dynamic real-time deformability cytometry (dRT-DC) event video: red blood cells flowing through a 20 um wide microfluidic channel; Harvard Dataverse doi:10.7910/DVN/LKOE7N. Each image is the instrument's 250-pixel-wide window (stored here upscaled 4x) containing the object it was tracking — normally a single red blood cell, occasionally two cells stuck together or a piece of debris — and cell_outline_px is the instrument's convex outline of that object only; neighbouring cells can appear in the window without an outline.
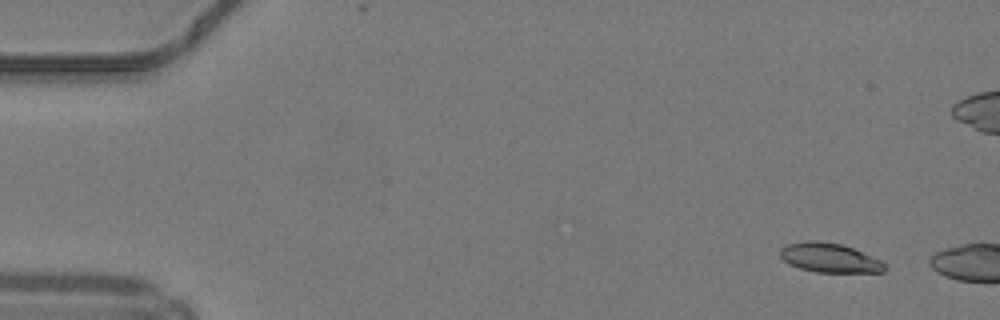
{"species": "common noctule bat (a hibernating species)", "species_latin": "Nyctalus noctula", "temperature_condition": "warm", "stored_images_in_passage": 5, "camera_frame_rate_fps": 3000, "um_per_image_px": 0.085, "animal": {"sex": "male", "body_mass_g": 19.2, "forearm_length_mm": 51.8}, "frame": {"image": 1, "passage_image": 1, "time_ms": 0.0, "image_size_px": [1000, 320], "cell_outline_px": [[888, 268], [884, 272], [816, 272], [800, 268], [788, 264], [780, 256], [780, 248], [788, 244], [804, 240], [820, 240], [840, 244], [852, 248], [880, 260], [888, 264]], "centroid_in_image_um": [70.51, 21.91], "position_along_channel_um": 14.5, "area_um2": 17.98}}